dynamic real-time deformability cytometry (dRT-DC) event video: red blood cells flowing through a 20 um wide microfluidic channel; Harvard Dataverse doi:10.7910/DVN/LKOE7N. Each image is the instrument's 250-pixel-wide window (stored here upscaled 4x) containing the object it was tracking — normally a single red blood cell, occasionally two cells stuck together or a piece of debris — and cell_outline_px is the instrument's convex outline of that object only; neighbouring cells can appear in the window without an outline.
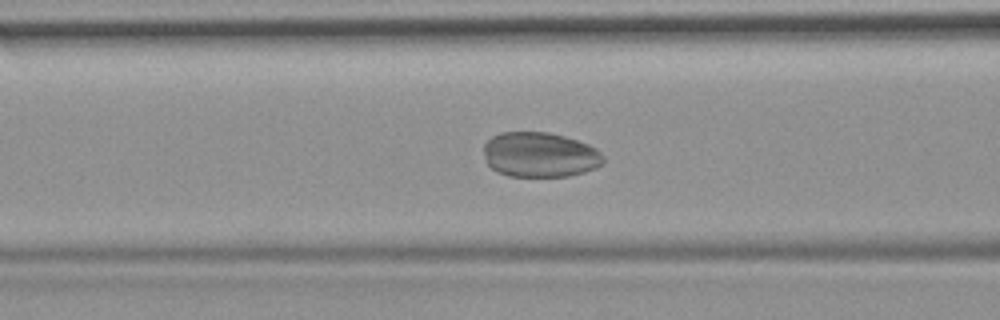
{"species": "common noctule bat (a hibernating species)", "species_latin": "Nyctalus noctula", "temperature_condition": "room temperature", "stored_images_in_passage": 44, "camera_frame_rate_fps": 3000, "um_per_image_px": 0.085, "animal": {"sex": "female", "body_mass_g": 19.9}, "frame": {"image": 1, "passage_image": 15, "time_ms": 4.667, "image_size_px": [1000, 320], "cell_outline_px": [[604, 164], [596, 168], [584, 172], [568, 176], [508, 176], [496, 172], [484, 160], [484, 144], [492, 136], [500, 132], [548, 132], [564, 136], [588, 144], [596, 148], [604, 156]], "centroid_in_image_um": [45.89, 13.15], "position_along_channel_um": 120.7, "area_um2": 31.62}}
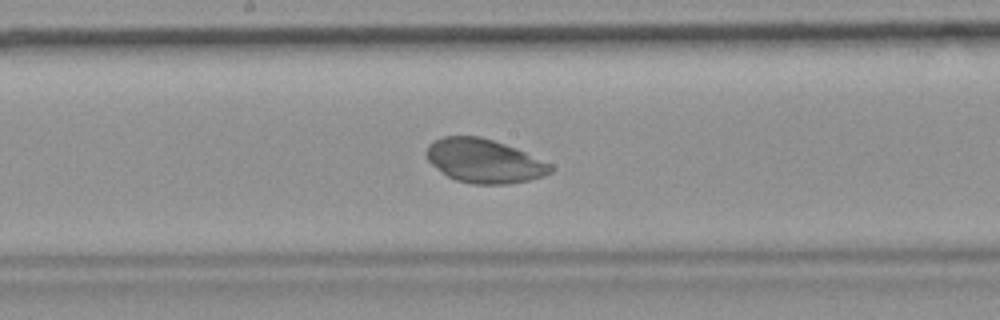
{"frame": {"image": 2, "passage_image": 22, "time_ms": 7.0, "image_size_px": [1000, 320], "cell_outline_px": [[552, 172], [544, 176], [528, 180], [508, 184], [472, 184], [456, 180], [448, 176], [432, 164], [428, 160], [424, 152], [428, 144], [432, 140], [444, 136], [480, 136], [516, 148], [552, 164]], "centroid_in_image_um": [41.13, 13.67], "position_along_channel_um": 207.1, "area_um2": 31.73}}
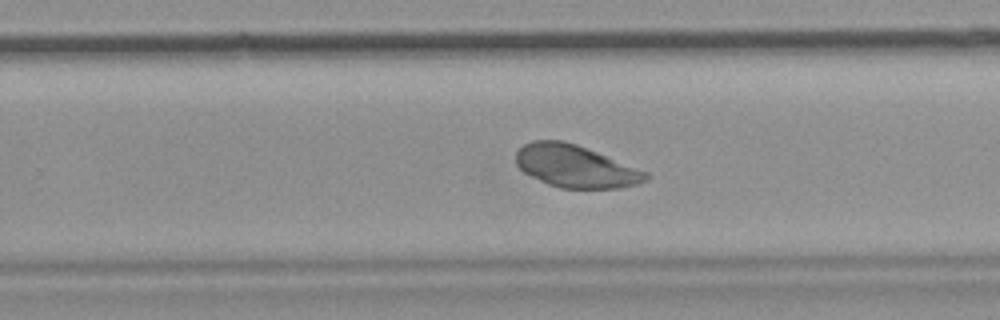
{"frame": {"image": 3, "passage_image": 28, "time_ms": 9.0, "image_size_px": [1000, 320], "cell_outline_px": [[652, 176], [648, 180], [640, 184], [620, 188], [560, 188], [548, 184], [524, 172], [516, 164], [516, 152], [524, 144], [532, 140], [564, 140], [576, 144], [648, 172]], "centroid_in_image_um": [48.94, 14.14], "position_along_channel_um": 280.9, "area_um2": 32.08}}